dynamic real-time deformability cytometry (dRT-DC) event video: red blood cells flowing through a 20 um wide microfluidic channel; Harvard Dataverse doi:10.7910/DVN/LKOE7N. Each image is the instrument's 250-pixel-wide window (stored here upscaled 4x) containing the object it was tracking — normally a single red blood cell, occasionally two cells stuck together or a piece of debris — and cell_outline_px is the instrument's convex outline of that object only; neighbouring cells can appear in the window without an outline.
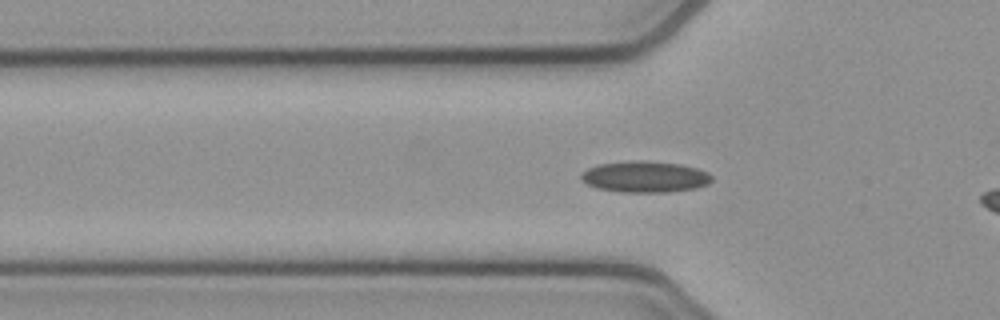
{"species": "common noctule bat (a hibernating species)", "species_latin": "Nyctalus noctula", "temperature_condition": "cold", "stored_images_in_passage": 39, "camera_frame_rate_fps": 3000, "um_per_image_px": 0.085, "animal": {"sex": "female", "body_mass_g": 21.9}, "frame": {"image": 1, "passage_image": 11, "time_ms": 3.333, "image_size_px": [1000, 320], "cell_outline_px": [[712, 180], [708, 184], [696, 188], [668, 192], [620, 192], [596, 188], [580, 180], [580, 176], [588, 168], [600, 164], [640, 160], [680, 164], [696, 168], [708, 172], [712, 176]], "centroid_in_image_um": [54.83, 15.03], "position_along_channel_um": 71.0, "area_um2": 23.7}}
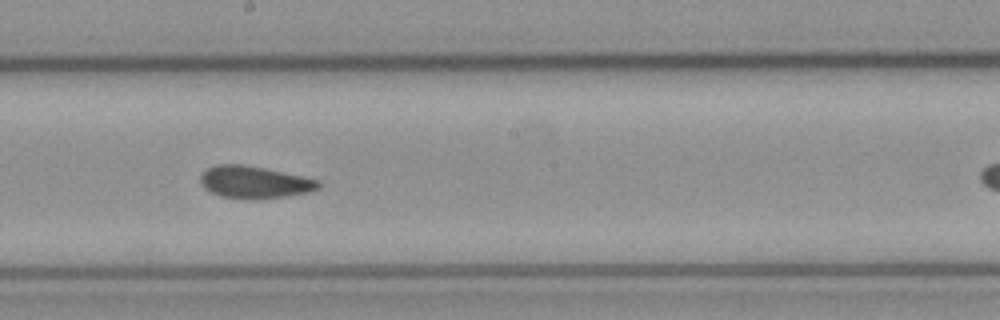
{"frame": {"image": 2, "passage_image": 23, "time_ms": 7.333, "image_size_px": [1000, 320], "cell_outline_px": [[320, 188], [312, 192], [256, 200], [248, 200], [220, 196], [204, 188], [200, 184], [200, 176], [208, 168], [216, 164], [244, 164], [304, 176], [320, 180]], "centroid_in_image_um": [21.65, 15.49], "position_along_channel_um": 226.6, "area_um2": 22.48}}
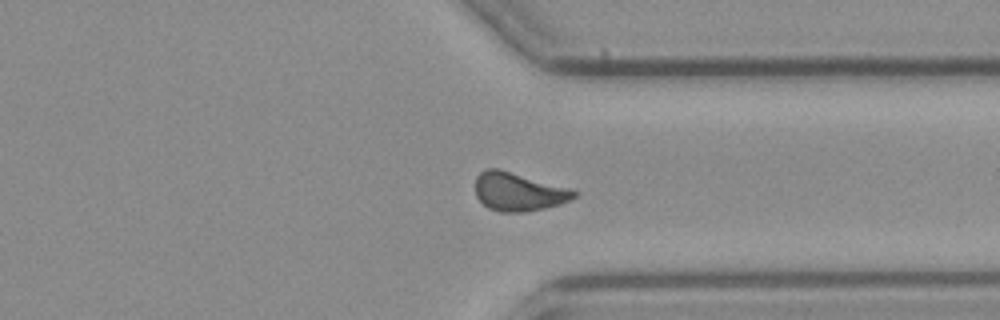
{"frame": {"image": 3, "passage_image": 34, "time_ms": 11.0, "image_size_px": [1000, 320], "cell_outline_px": [[580, 192], [576, 196], [560, 204], [544, 208], [524, 212], [500, 212], [488, 208], [476, 196], [476, 176], [484, 168], [500, 168], [572, 188]], "centroid_in_image_um": [44.09, 16.27], "position_along_channel_um": 367.3, "area_um2": 22.43}, "authors_computed_cell_mechanics": {"area_um2": 21.7328, "velocity_mm_per_s": 3.8587, "shape_relaxation_time_tau1_ms": null, "shape_relaxation_time_tau2_ms": 3.0198, "deformation_change_tau1": null, "deformation_change_tau2": 0.067}}